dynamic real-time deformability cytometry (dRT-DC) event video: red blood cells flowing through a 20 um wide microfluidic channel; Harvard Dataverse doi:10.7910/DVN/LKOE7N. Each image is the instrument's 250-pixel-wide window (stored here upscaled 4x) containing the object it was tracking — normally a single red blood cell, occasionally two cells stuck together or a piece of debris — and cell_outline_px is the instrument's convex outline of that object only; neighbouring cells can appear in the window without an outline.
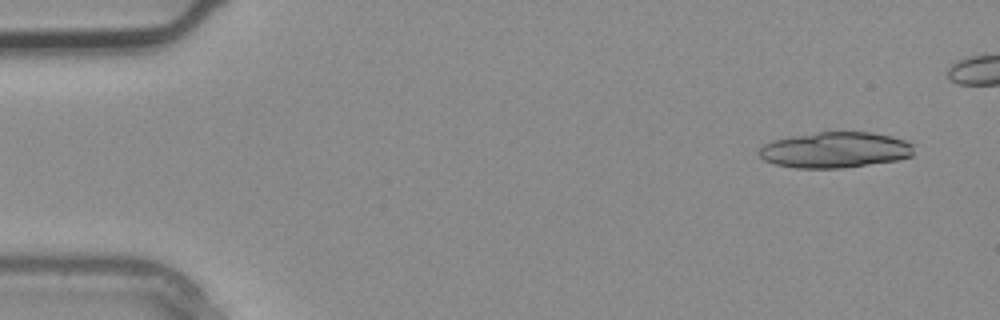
{"species": "common noctule bat (a hibernating species)", "species_latin": "Nyctalus noctula", "temperature_condition": "warm", "stored_images_in_passage": 4, "camera_frame_rate_fps": 3000, "um_per_image_px": 0.085, "animal": {"sex": "male", "body_mass_g": 20.4}, "frame": {"image": 1, "passage_image": 1, "time_ms": 0.0, "image_size_px": [1000, 320], "cell_outline_px": [[912, 156], [900, 160], [840, 168], [796, 168], [776, 164], [764, 160], [756, 152], [764, 144], [772, 140], [792, 136], [816, 132], [872, 132], [892, 136], [904, 140], [912, 144]], "centroid_in_image_um": [70.97, 12.74], "position_along_channel_um": 14.0, "area_um2": 32.37}}